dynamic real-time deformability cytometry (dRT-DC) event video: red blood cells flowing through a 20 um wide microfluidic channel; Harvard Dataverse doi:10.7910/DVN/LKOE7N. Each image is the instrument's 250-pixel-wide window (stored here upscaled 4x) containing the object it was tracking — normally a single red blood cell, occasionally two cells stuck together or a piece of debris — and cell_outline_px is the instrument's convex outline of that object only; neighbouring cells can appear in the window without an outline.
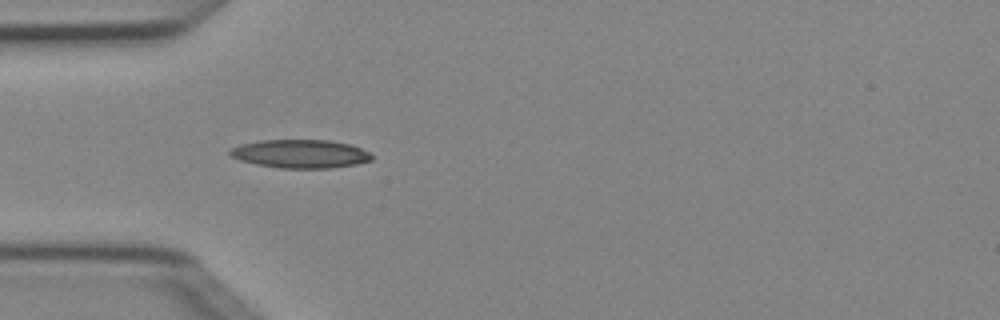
{"species": "Egyptian fruit bat (a non-hibernating species)", "species_latin": "Rousettus aegyptiacus", "temperature_condition": "cold", "stored_images_in_passage": 3, "camera_frame_rate_fps": 3000, "um_per_image_px": 0.085, "animal": {"sex": "female"}, "frame": {"image": 1, "passage_image": 3, "time_ms": 0.667, "image_size_px": [1000, 320], "cell_outline_px": [[372, 160], [356, 164], [332, 168], [280, 168], [256, 164], [240, 160], [232, 156], [228, 152], [232, 148], [240, 144], [260, 140], [328, 140], [352, 144], [368, 152], [372, 156]], "centroid_in_image_um": [25.54, 13.07], "position_along_channel_um": 59.5, "area_um2": 23.47}}